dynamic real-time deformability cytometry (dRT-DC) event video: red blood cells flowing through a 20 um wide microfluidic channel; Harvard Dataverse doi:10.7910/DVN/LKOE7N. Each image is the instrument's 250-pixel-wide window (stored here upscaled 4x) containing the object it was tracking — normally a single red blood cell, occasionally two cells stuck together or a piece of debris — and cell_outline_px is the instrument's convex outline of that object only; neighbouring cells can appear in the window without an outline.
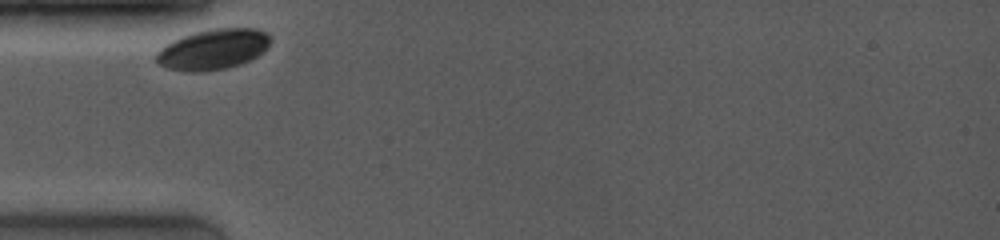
{"species": "common noctule bat (a hibernating species)", "species_latin": "Nyctalus noctula", "temperature_condition": "room temperature", "stored_images_in_passage": 4, "camera_frame_rate_fps": 4000, "um_per_image_px": 0.085, "animal": {"sex": "female", "body_mass_g": 19.0, "forearm_length_mm": 53.3}, "frame": {"image": 1, "passage_image": 1, "time_ms": 0.0, "image_size_px": [1000, 240], "cell_outline_px": [[268, 48], [256, 56], [240, 64], [224, 68], [204, 72], [184, 72], [164, 68], [156, 64], [156, 56], [160, 48], [172, 40], [196, 32], [212, 28], [256, 28], [268, 32]], "centroid_in_image_um": [18.06, 4.2], "position_along_channel_um": 66.9, "area_um2": 26.99}}
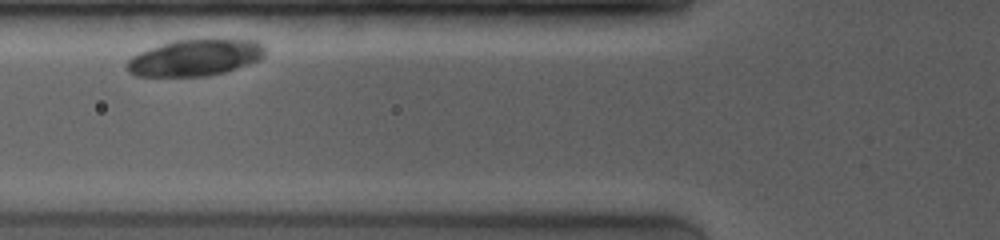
{"frame": {"image": 2, "passage_image": 3, "time_ms": 1.25, "image_size_px": [1000, 240], "cell_outline_px": [[264, 56], [260, 60], [224, 72], [208, 76], [136, 76], [128, 72], [124, 68], [124, 64], [132, 56], [140, 52], [172, 40], [200, 36], [212, 36], [256, 40], [264, 48]], "centroid_in_image_um": [16.59, 4.84], "position_along_channel_um": 109.2, "area_um2": 30.58}}